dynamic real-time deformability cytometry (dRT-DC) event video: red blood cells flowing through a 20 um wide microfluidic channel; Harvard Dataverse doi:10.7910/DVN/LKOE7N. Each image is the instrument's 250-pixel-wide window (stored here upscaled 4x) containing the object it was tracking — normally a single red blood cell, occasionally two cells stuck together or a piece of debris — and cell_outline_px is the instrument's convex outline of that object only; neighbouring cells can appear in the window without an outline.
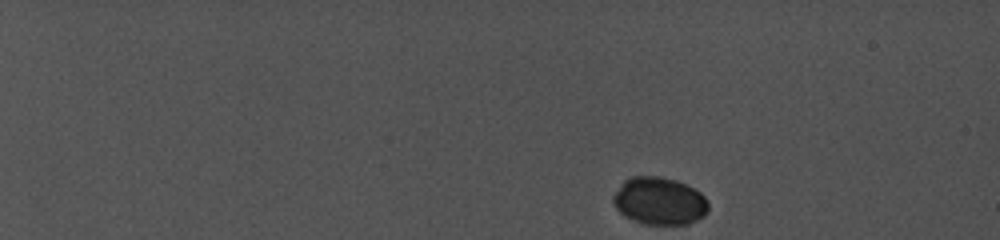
{"species": "common noctule bat (a hibernating species)", "species_latin": "Nyctalus noctula", "temperature_condition": "cold", "stored_images_in_passage": 120, "camera_frame_rate_fps": 5000, "um_per_image_px": 0.085, "animal": {"sex": "female", "body_mass_g": 19.0, "forearm_length_mm": 56.7}, "frame": {"image": 1, "passage_image": 1, "time_ms": 0.0, "image_size_px": [1000, 240], "cell_outline_px": [[708, 208], [704, 216], [688, 224], [644, 224], [624, 216], [616, 208], [612, 200], [612, 196], [624, 180], [632, 176], [656, 176], [676, 180], [700, 192], [704, 196], [708, 204]], "centroid_in_image_um": [56.03, 17.08], "position_along_channel_um": 29.0, "area_um2": 26.24}}
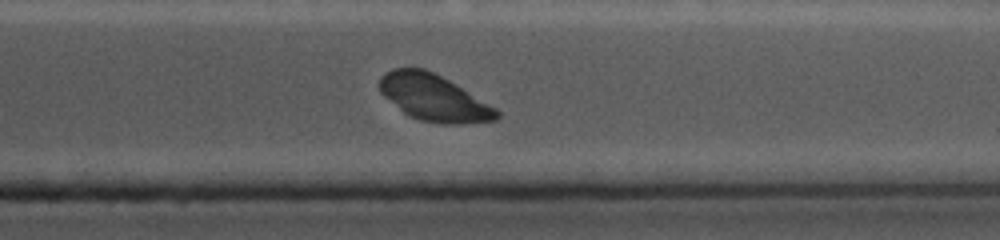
{"frame": {"image": 2, "passage_image": 109, "time_ms": 13.8, "image_size_px": [1000, 240], "cell_outline_px": [[500, 116], [496, 120], [464, 124], [440, 124], [420, 120], [404, 112], [384, 96], [380, 92], [380, 76], [384, 72], [392, 68], [424, 68], [448, 80], [496, 108], [500, 112]], "centroid_in_image_um": [36.87, 8.31], "position_along_channel_um": 374.5, "area_um2": 31.39}}
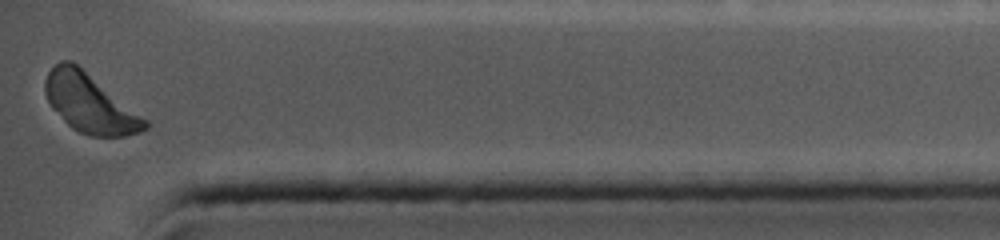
{"frame": {"image": 3, "passage_image": 119, "time_ms": 15.2, "image_size_px": [1000, 240], "cell_outline_px": [[148, 128], [140, 132], [124, 136], [88, 136], [72, 128], [52, 108], [44, 92], [44, 80], [48, 72], [60, 60], [72, 60], [148, 120]], "centroid_in_image_um": [7.62, 8.77], "position_along_channel_um": 427.6, "area_um2": 33.93}}